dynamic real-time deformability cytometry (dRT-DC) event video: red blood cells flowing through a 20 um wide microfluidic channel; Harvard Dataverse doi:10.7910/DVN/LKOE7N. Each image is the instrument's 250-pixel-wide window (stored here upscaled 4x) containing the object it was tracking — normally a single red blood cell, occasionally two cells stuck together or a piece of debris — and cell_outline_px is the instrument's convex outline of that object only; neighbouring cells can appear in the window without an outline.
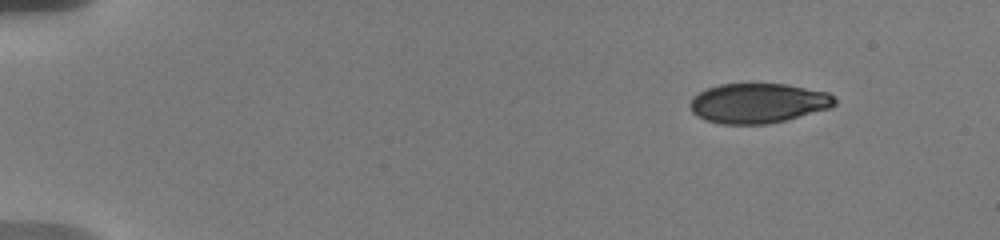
{"species": "human", "species_latin": "Homo sapiens", "temperature_condition": "warm", "stored_images_in_passage": 5, "camera_frame_rate_fps": 3000, "um_per_image_px": 0.085, "donor": {"sex": "male"}, "frame": {"image": 1, "passage_image": 1, "time_ms": 0.0, "image_size_px": [1000, 240], "cell_outline_px": [[836, 104], [832, 108], [768, 124], [720, 124], [704, 120], [696, 116], [692, 112], [688, 104], [692, 96], [708, 88], [720, 84], [788, 84], [828, 92], [836, 100]], "centroid_in_image_um": [64.42, 8.77], "position_along_channel_um": 20.6, "area_um2": 33.81}}
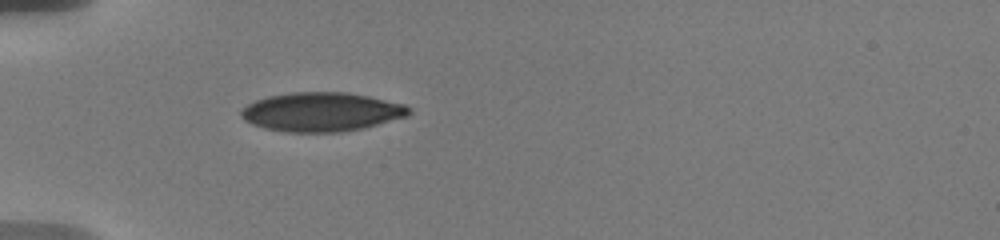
{"frame": {"image": 2, "passage_image": 5, "time_ms": 4.0, "image_size_px": [1000, 240], "cell_outline_px": [[412, 112], [408, 116], [364, 128], [340, 132], [284, 132], [264, 128], [252, 124], [244, 120], [240, 116], [240, 108], [256, 100], [268, 96], [292, 92], [348, 92], [368, 96], [404, 104], [412, 108]], "centroid_in_image_um": [27.32, 9.51], "position_along_channel_um": 57.7, "area_um2": 38.44}}